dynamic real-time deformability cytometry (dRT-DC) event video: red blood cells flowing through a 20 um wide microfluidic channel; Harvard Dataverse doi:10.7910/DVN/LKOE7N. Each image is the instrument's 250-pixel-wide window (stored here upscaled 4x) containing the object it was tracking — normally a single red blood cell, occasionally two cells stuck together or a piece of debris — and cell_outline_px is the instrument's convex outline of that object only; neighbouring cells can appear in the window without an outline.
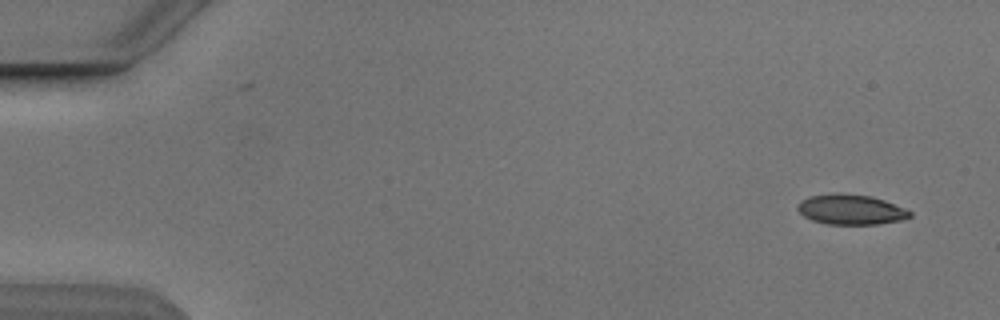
{"species": "Egyptian fruit bat (a non-hibernating species)", "species_latin": "Rousettus aegyptiacus", "temperature_condition": "cold", "stored_images_in_passage": 6, "camera_frame_rate_fps": 3000, "um_per_image_px": 0.085, "animal": {"sex": "male"}, "frame": {"image": 1, "passage_image": 1, "time_ms": 0.0, "image_size_px": [1000, 320], "cell_outline_px": [[912, 216], [900, 220], [876, 224], [828, 224], [812, 220], [804, 216], [796, 208], [796, 204], [800, 200], [812, 196], [836, 192], [840, 192], [872, 196], [884, 200], [904, 208], [912, 212]], "centroid_in_image_um": [72.29, 17.79], "position_along_channel_um": 12.7, "area_um2": 19.77}}